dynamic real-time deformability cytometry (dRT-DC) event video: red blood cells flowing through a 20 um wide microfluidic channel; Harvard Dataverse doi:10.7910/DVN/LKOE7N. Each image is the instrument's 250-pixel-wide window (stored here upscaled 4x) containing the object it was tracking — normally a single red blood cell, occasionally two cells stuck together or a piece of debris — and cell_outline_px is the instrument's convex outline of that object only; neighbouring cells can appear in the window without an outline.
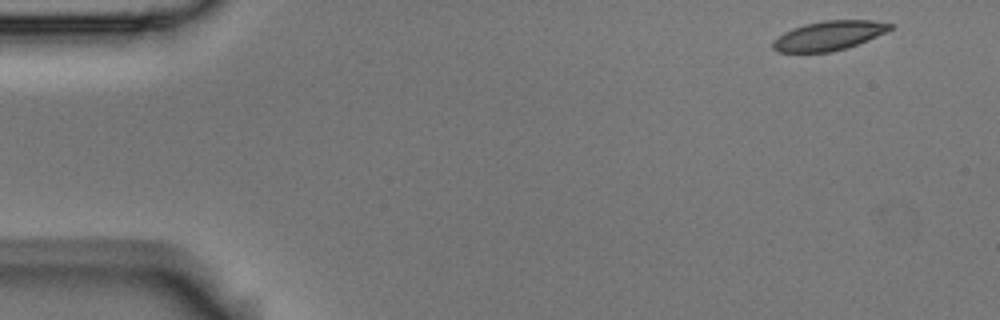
{"species": "Egyptian fruit bat (a non-hibernating species)", "species_latin": "Rousettus aegyptiacus", "temperature_condition": "room temperature", "stored_images_in_passage": 5, "camera_frame_rate_fps": 3000, "um_per_image_px": 0.085, "animal": {"sex": "male"}, "frame": {"image": 1, "passage_image": 1, "time_ms": 0.0, "image_size_px": [1000, 320], "cell_outline_px": [[892, 28], [876, 36], [856, 44], [832, 52], [780, 52], [772, 48], [772, 44], [784, 32], [792, 28], [804, 24], [824, 20], [872, 20], [892, 24]], "centroid_in_image_um": [70.43, 3.02], "position_along_channel_um": 14.6, "area_um2": 19.65}}
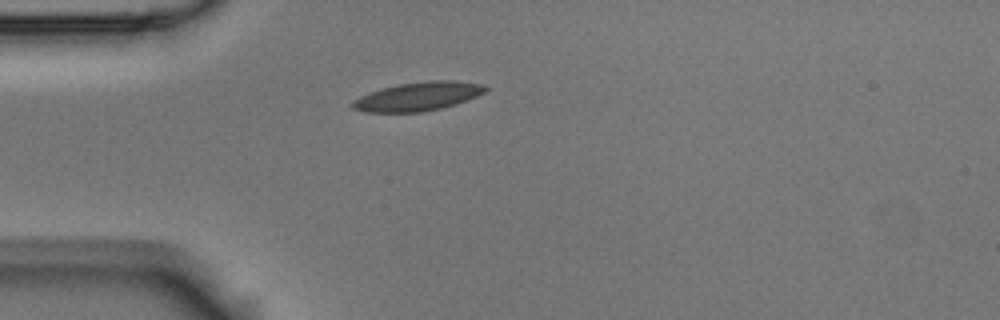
{"frame": {"image": 2, "passage_image": 4, "time_ms": 1.0, "image_size_px": [1000, 320], "cell_outline_px": [[488, 88], [484, 92], [476, 96], [456, 104], [424, 112], [364, 112], [352, 108], [352, 104], [360, 96], [396, 84], [432, 80], [448, 80], [484, 84]], "centroid_in_image_um": [35.55, 8.2], "position_along_channel_um": 49.4, "area_um2": 21.96}}